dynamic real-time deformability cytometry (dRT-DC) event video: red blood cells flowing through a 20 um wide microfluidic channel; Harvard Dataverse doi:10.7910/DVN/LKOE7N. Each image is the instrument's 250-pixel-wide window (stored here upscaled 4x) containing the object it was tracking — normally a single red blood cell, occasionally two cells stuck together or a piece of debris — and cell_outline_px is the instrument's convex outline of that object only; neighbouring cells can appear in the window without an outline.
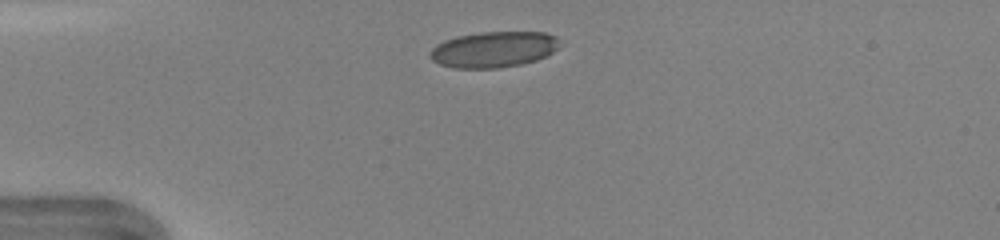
{"species": "human", "species_latin": "Homo sapiens", "temperature_condition": "warm", "stored_images_in_passage": 36, "camera_frame_rate_fps": 3000, "um_per_image_px": 0.085, "donor": {"sex": "female"}, "frame": {"image": 1, "passage_image": 1, "time_ms": 0.0, "image_size_px": [1000, 240], "cell_outline_px": [[564, 44], [552, 52], [536, 60], [520, 64], [500, 68], [452, 68], [440, 64], [432, 60], [428, 56], [428, 52], [436, 44], [444, 40], [456, 36], [480, 32], [544, 32], [556, 36]], "centroid_in_image_um": [41.95, 4.2], "position_along_channel_um": 43.0, "area_um2": 27.46}}
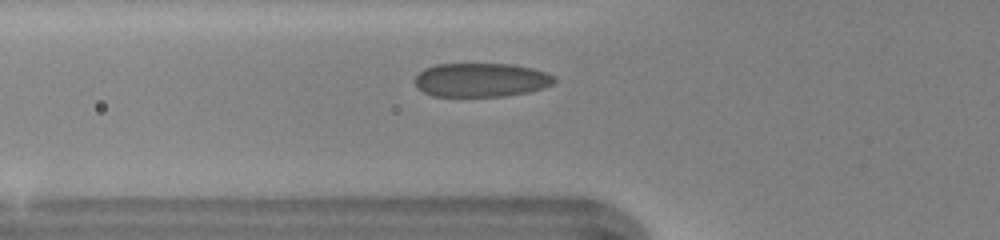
{"frame": {"image": 2, "passage_image": 6, "time_ms": 1.667, "image_size_px": [1000, 240], "cell_outline_px": [[556, 80], [552, 84], [528, 92], [504, 96], [432, 96], [416, 88], [412, 80], [424, 68], [436, 64], [512, 64], [532, 68], [556, 76]], "centroid_in_image_um": [40.84, 6.79], "position_along_channel_um": 85.0, "area_um2": 27.63}}
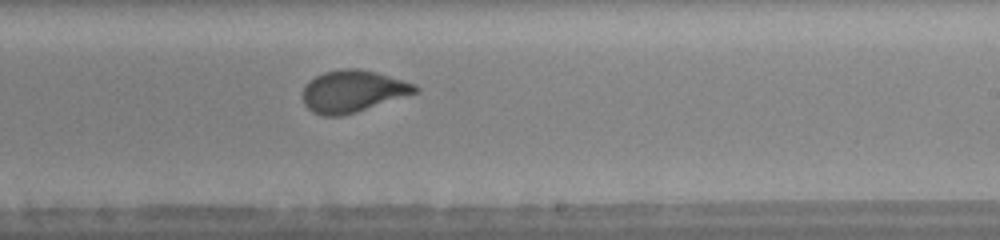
{"frame": {"image": 3, "passage_image": 18, "time_ms": 5.667, "image_size_px": [1000, 240], "cell_outline_px": [[420, 92], [356, 112], [340, 116], [324, 116], [312, 112], [304, 104], [304, 84], [316, 76], [324, 72], [340, 68], [360, 68], [376, 72], [416, 84], [420, 88]], "centroid_in_image_um": [30.01, 7.75], "position_along_channel_um": 259.0, "area_um2": 27.63}, "authors_computed_cell_mechanics": {"area_um2": 27.4839, "velocity_mm_per_s": 4.337, "shape_relaxation_time_tau1_ms": 4.1563, "shape_relaxation_time_tau2_ms": null, "deformation_change_tau1": 0.1802, "deformation_change_tau2": null}}